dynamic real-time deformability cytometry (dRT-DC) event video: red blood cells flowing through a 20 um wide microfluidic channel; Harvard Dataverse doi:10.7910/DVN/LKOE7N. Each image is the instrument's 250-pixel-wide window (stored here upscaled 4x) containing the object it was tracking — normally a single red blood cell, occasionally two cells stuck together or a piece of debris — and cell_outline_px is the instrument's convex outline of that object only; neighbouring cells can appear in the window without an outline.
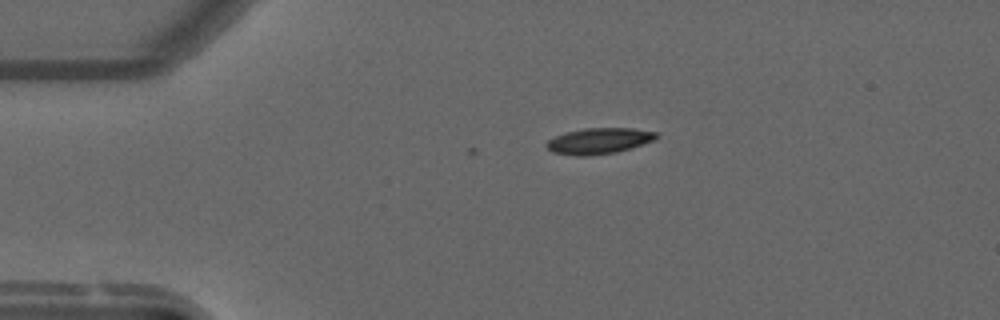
{"species": "common noctule bat (a hibernating species)", "species_latin": "Nyctalus noctula", "temperature_condition": "warm", "stored_images_in_passage": 6, "camera_frame_rate_fps": 3000, "um_per_image_px": 0.085, "animal": {"sex": "male", "forearm_length_mm": 52.5}, "frame": {"image": 1, "passage_image": 1, "time_ms": 0.0, "image_size_px": [1000, 320], "cell_outline_px": [[660, 136], [656, 140], [632, 148], [616, 152], [588, 156], [576, 156], [552, 152], [544, 144], [548, 140], [556, 136], [568, 132], [584, 128], [632, 128], [656, 132]], "centroid_in_image_um": [50.95, 11.98], "position_along_channel_um": 34.1, "area_um2": 16.7}}